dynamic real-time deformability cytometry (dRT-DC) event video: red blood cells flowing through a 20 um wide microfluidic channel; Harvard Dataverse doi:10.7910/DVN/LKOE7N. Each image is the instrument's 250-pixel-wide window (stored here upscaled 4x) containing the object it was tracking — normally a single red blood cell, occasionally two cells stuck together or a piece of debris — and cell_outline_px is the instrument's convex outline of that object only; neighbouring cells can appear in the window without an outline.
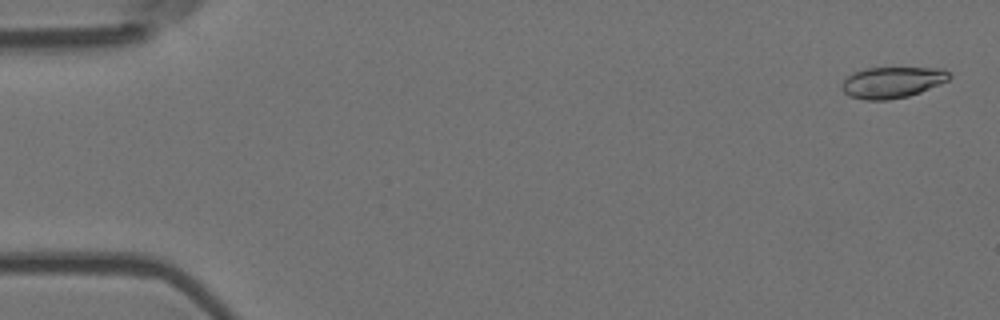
{"species": "Egyptian fruit bat (a non-hibernating species)", "species_latin": "Rousettus aegyptiacus", "temperature_condition": "room temperature", "stored_images_in_passage": 5, "camera_frame_rate_fps": 3000, "um_per_image_px": 0.085, "animal": {"sex": "female"}, "frame": {"image": 1, "passage_image": 1, "time_ms": 0.0, "image_size_px": [1000, 320], "cell_outline_px": [[952, 76], [948, 80], [940, 84], [920, 92], [908, 96], [888, 100], [864, 100], [848, 96], [840, 88], [844, 80], [852, 72], [868, 68], [944, 68]], "centroid_in_image_um": [75.82, 7.0], "position_along_channel_um": 9.2, "area_um2": 19.59}}
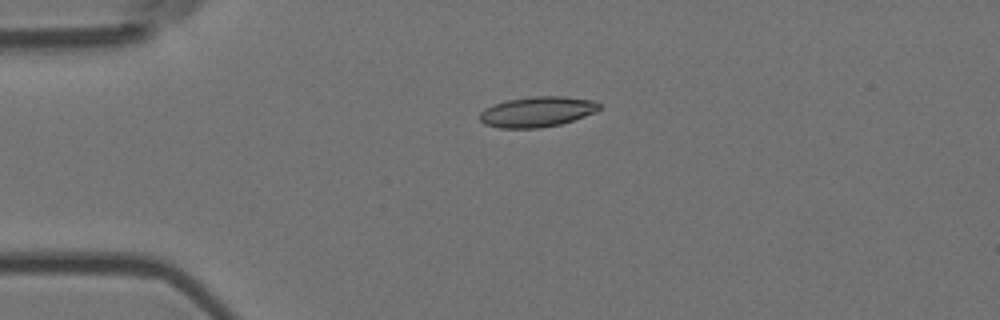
{"frame": {"image": 2, "passage_image": 4, "time_ms": 1.0, "image_size_px": [1000, 320], "cell_outline_px": [[600, 108], [596, 112], [560, 124], [540, 128], [500, 128], [484, 124], [480, 120], [480, 112], [484, 108], [492, 104], [508, 100], [532, 96], [564, 96], [596, 100], [600, 104]], "centroid_in_image_um": [45.66, 9.49], "position_along_channel_um": 39.3, "area_um2": 21.27}}